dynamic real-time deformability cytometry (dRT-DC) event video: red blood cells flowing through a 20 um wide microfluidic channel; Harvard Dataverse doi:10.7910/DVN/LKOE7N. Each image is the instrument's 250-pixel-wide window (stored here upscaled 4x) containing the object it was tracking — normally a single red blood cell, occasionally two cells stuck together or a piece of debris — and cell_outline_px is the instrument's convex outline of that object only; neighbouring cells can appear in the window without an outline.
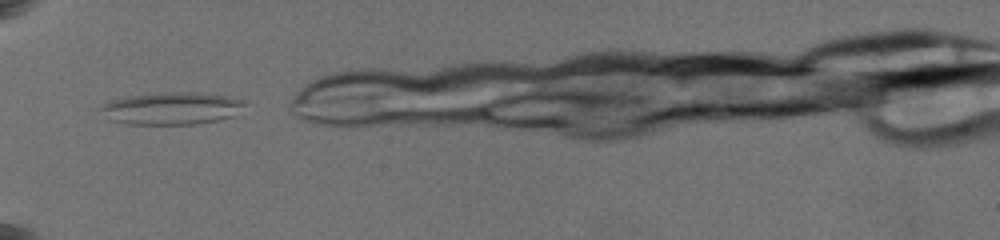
{"species": "common noctule bat (a hibernating species)", "species_latin": "Nyctalus noctula", "temperature_condition": "warm", "stored_images_in_passage": 66, "camera_frame_rate_fps": 3000, "um_per_image_px": 0.085, "animal": {"sex": "female", "body_mass_g": 19.5, "forearm_length_mm": 54.1}, "frame": {"image": 1, "passage_image": 1, "time_ms": 0.0, "image_size_px": [1000, 240], "cell_outline_px": [[244, 104], [232, 116], [220, 120], [196, 124], [124, 124], [108, 120], [100, 108], [104, 104], [128, 96], [168, 92], [192, 92], [228, 96], [244, 100]], "centroid_in_image_um": [14.58, 9.22], "position_along_channel_um": 70.4, "area_um2": 26.82}}
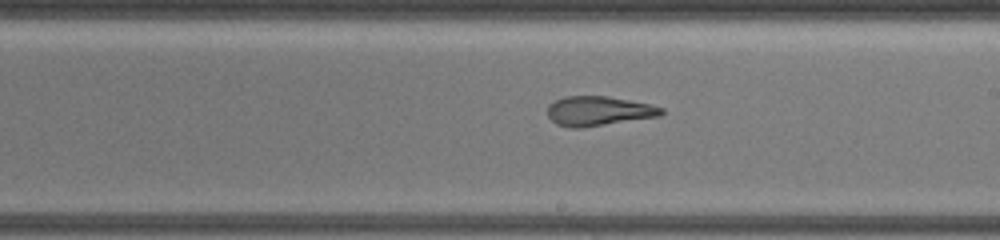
{"frame": {"image": 2, "passage_image": 35, "time_ms": 4.667, "image_size_px": [1000, 240], "cell_outline_px": [[664, 112], [660, 116], [584, 128], [568, 128], [556, 124], [548, 116], [548, 104], [564, 96], [608, 96], [648, 104], [664, 108]], "centroid_in_image_um": [50.86, 9.45], "position_along_channel_um": 238.1, "area_um2": 19.71}}
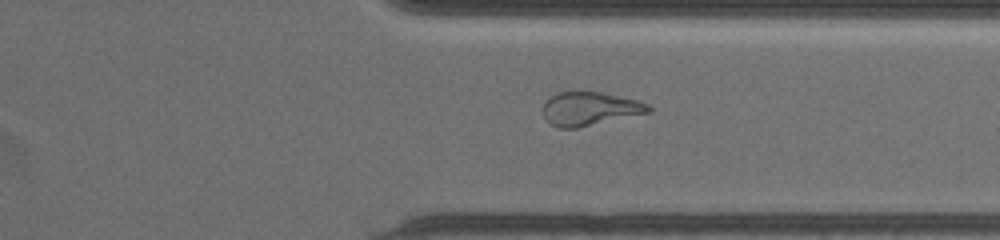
{"frame": {"image": 3, "passage_image": 61, "time_ms": 8.0, "image_size_px": [1000, 240], "cell_outline_px": [[652, 112], [576, 128], [560, 128], [552, 124], [544, 116], [540, 108], [544, 100], [556, 92], [600, 92], [636, 100], [648, 104], [652, 108]], "centroid_in_image_um": [50.09, 9.24], "position_along_channel_um": 361.3, "area_um2": 20.69}}